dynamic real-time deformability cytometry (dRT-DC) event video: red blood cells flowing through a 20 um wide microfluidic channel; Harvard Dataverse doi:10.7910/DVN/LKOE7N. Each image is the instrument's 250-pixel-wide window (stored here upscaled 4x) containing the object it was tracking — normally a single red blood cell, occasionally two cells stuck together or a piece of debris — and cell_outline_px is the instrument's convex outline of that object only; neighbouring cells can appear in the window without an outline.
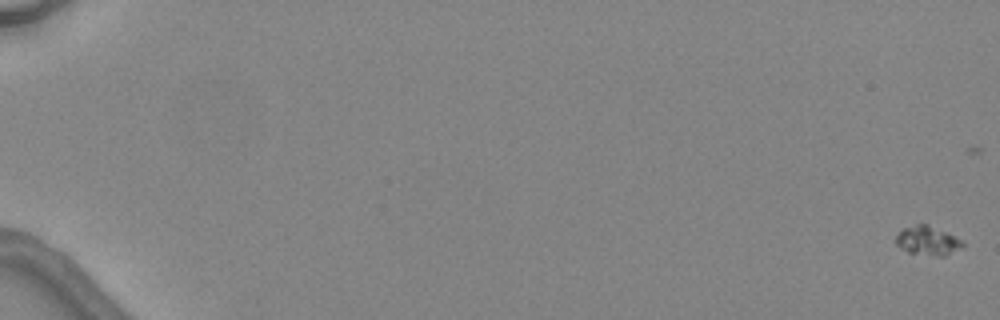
{"species": "common noctule bat (a hibernating species)", "species_latin": "Nyctalus noctula", "temperature_condition": "warm", "stored_images_in_passage": 7, "camera_frame_rate_fps": 3000, "um_per_image_px": 0.085, "animal": {"sex": "female", "body_mass_g": 24.6, "forearm_length_mm": 56.2}, "frame": {"image": 1, "passage_image": 1, "time_ms": 0.0, "image_size_px": [1000, 320], "cell_outline_px": [[964, 248], [944, 256], [936, 256], [908, 252], [900, 248], [896, 244], [896, 236], [904, 228], [916, 224], [928, 224], [960, 240], [964, 244]], "centroid_in_image_um": [78.85, 20.48], "position_along_channel_um": 6.2, "area_um2": 11.1}}